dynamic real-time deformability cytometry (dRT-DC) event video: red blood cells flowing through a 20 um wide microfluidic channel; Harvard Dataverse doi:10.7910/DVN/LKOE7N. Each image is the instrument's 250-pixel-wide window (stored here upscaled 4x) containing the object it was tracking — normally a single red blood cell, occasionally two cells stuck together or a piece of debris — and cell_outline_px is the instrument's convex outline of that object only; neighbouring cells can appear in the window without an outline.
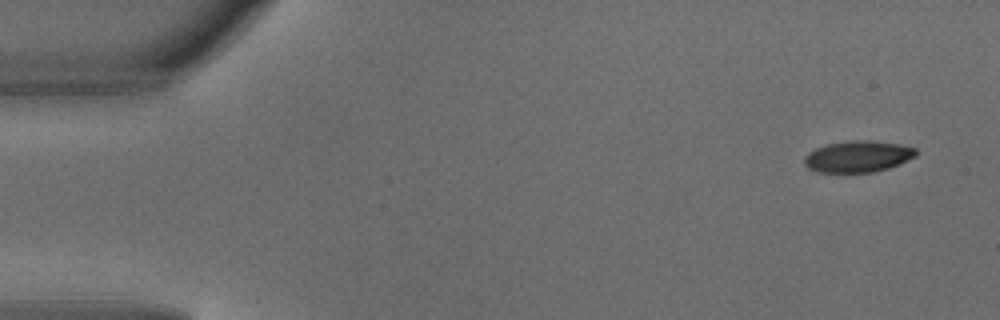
{"species": "common noctule bat (a hibernating species)", "species_latin": "Nyctalus noctula", "temperature_condition": "warm", "stored_images_in_passage": 3, "camera_frame_rate_fps": 3000, "um_per_image_px": 0.085, "animal": {"sex": "male", "body_mass_g": 18.8}, "frame": {"image": 1, "passage_image": 1, "time_ms": 0.0, "image_size_px": [1000, 320], "cell_outline_px": [[916, 156], [900, 164], [888, 168], [872, 172], [816, 172], [808, 168], [804, 164], [804, 156], [808, 152], [816, 148], [828, 144], [856, 140], [868, 140], [900, 144], [916, 148]], "centroid_in_image_um": [72.92, 13.3], "position_along_channel_um": 12.1, "area_um2": 20.4}}
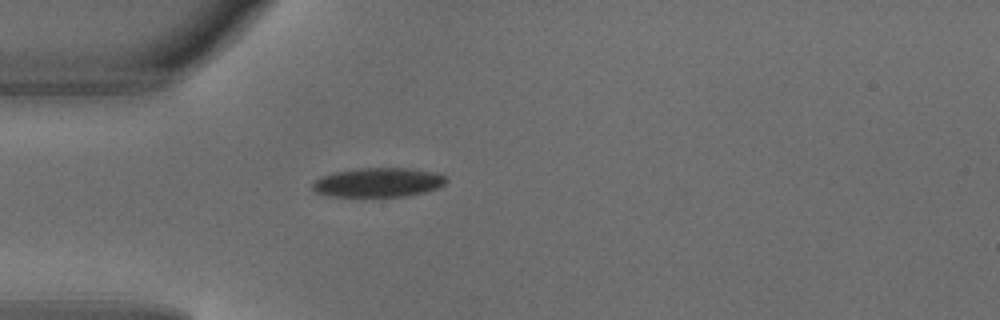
{"frame": {"image": 2, "passage_image": 3, "time_ms": 0.667, "image_size_px": [1000, 320], "cell_outline_px": [[448, 180], [444, 184], [436, 188], [424, 192], [404, 196], [328, 196], [316, 192], [312, 188], [312, 184], [316, 180], [324, 176], [336, 172], [356, 168], [412, 168], [436, 172], [444, 176]], "centroid_in_image_um": [32.17, 15.5], "position_along_channel_um": 52.8, "area_um2": 22.6}}